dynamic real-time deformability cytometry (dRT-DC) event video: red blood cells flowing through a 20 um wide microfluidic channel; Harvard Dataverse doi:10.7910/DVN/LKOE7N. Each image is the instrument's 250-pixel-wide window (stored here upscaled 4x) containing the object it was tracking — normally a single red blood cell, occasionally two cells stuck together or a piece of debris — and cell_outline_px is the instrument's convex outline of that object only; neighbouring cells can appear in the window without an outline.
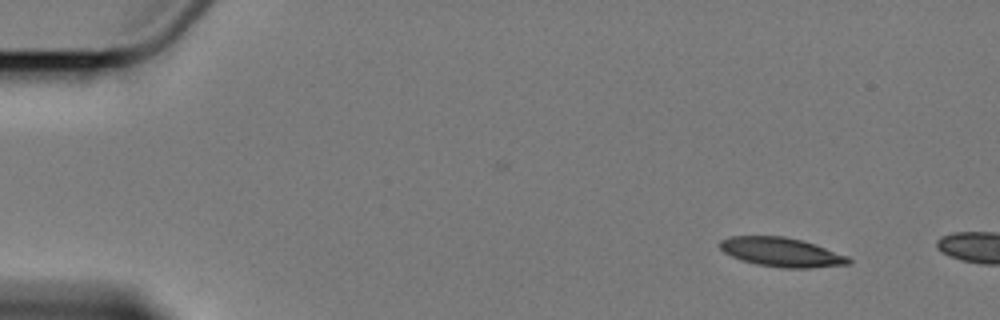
{"species": "Egyptian fruit bat (a non-hibernating species)", "species_latin": "Rousettus aegyptiacus", "temperature_condition": "cold", "stored_images_in_passage": 3, "camera_frame_rate_fps": 3000, "um_per_image_px": 0.085, "animal": {"sex": "female"}, "frame": {"image": 1, "passage_image": 1, "time_ms": 0.0, "image_size_px": [1000, 320], "cell_outline_px": [[852, 260], [848, 264], [812, 268], [784, 268], [756, 264], [732, 256], [724, 252], [720, 248], [720, 240], [732, 236], [784, 236], [800, 240], [848, 256]], "centroid_in_image_um": [66.42, 21.44], "position_along_channel_um": 18.6, "area_um2": 21.5}}